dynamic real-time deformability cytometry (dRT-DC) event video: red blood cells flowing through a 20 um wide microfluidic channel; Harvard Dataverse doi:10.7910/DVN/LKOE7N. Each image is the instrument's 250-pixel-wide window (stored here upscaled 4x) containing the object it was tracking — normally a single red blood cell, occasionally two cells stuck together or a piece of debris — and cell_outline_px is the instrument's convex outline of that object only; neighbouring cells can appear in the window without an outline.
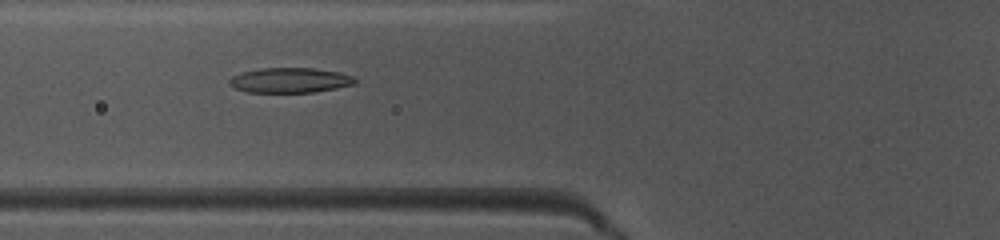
{"species": "common noctule bat (a hibernating species)", "species_latin": "Nyctalus noctula", "temperature_condition": "warm", "stored_images_in_passage": 49, "camera_frame_rate_fps": 3000, "um_per_image_px": 0.085, "animal": {"sex": "female", "body_mass_g": 10.0, "forearm_length_mm": 53.1}, "frame": {"image": 1, "passage_image": 19, "time_ms": 6.0, "image_size_px": [1000, 240], "cell_outline_px": [[356, 84], [336, 88], [312, 92], [248, 92], [236, 88], [228, 84], [228, 80], [232, 76], [240, 72], [260, 68], [312, 68], [340, 72], [352, 76], [356, 80]], "centroid_in_image_um": [24.63, 6.81], "position_along_channel_um": 101.2, "area_um2": 18.32}}
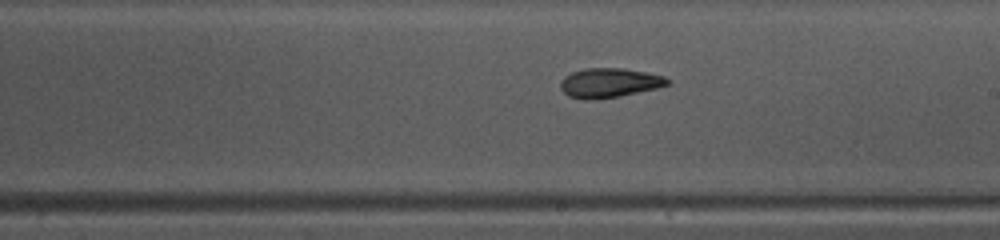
{"frame": {"image": 2, "passage_image": 29, "time_ms": 9.333, "image_size_px": [1000, 240], "cell_outline_px": [[672, 80], [668, 84], [656, 88], [620, 96], [588, 100], [584, 100], [568, 96], [560, 88], [560, 80], [564, 76], [572, 72], [584, 68], [624, 68], [648, 72], [664, 76]], "centroid_in_image_um": [51.78, 7.03], "position_along_channel_um": 237.2, "area_um2": 18.5}}
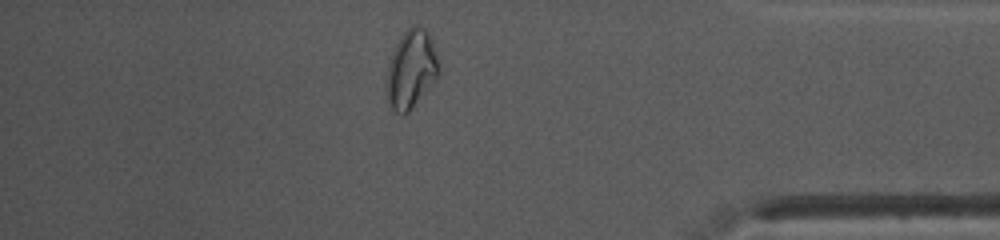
{"frame": {"image": 3, "passage_image": 43, "time_ms": 14.0, "image_size_px": [1000, 240], "cell_outline_px": [[440, 76], [412, 108], [404, 116], [396, 112], [388, 104], [388, 64], [392, 52], [400, 36], [412, 24], [416, 24], [424, 28], [432, 36], [440, 68]], "centroid_in_image_um": [35.0, 5.86], "position_along_channel_um": 400.2, "area_um2": 24.04}, "authors_computed_cell_mechanics": {"area_um2": 19.1318, "velocity_mm_per_s": 4.0613, "shape_relaxation_time_tau1_ms": 4.536, "shape_relaxation_time_tau2_ms": 4.6028, "deformation_change_tau1": 0.161, "deformation_change_tau2": 0.1081}}